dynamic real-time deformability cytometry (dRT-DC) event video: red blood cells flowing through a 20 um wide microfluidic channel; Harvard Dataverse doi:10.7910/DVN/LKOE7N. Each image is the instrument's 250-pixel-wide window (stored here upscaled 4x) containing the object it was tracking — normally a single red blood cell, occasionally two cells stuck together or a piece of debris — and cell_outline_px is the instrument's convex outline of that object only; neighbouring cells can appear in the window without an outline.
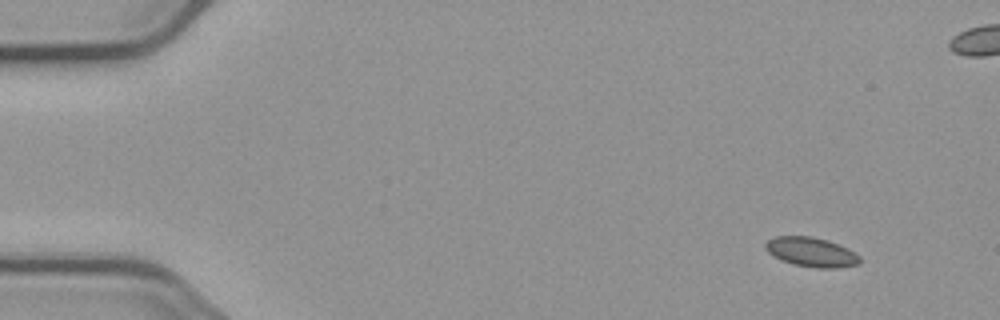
{"species": "common noctule bat (a hibernating species)", "species_latin": "Nyctalus noctula", "temperature_condition": "cold", "stored_images_in_passage": 5, "camera_frame_rate_fps": 3000, "um_per_image_px": 0.085, "animal": {"sex": "male", "body_mass_g": 23.1, "forearm_length_mm": 52.7}, "frame": {"image": 1, "passage_image": 5, "time_ms": 6.667, "image_size_px": [1000, 320], "cell_outline_px": [[860, 260], [856, 264], [836, 268], [816, 268], [792, 264], [780, 260], [768, 252], [764, 248], [764, 244], [768, 240], [776, 236], [812, 236], [828, 240], [848, 248], [860, 256]], "centroid_in_image_um": [68.93, 21.42], "position_along_channel_um": 16.1, "area_um2": 16.24}}